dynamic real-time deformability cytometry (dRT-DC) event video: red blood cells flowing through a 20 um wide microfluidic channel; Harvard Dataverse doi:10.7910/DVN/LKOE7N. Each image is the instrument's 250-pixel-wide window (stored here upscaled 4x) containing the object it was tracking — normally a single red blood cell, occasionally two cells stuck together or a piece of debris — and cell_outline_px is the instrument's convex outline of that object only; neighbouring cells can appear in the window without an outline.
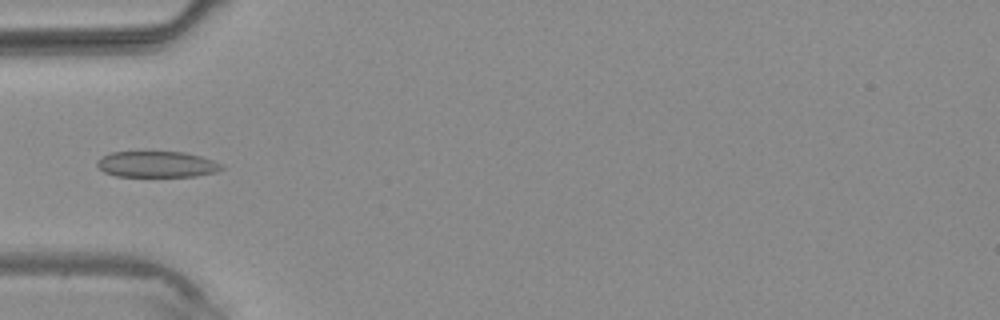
{"species": "common noctule bat (a hibernating species)", "species_latin": "Nyctalus noctula", "temperature_condition": "warm", "stored_images_in_passage": 3, "camera_frame_rate_fps": 3000, "um_per_image_px": 0.085, "animal": {"sex": "male", "body_mass_g": 20.4}, "frame": {"image": 1, "passage_image": 3, "time_ms": 2.333, "image_size_px": [1000, 320], "cell_outline_px": [[224, 168], [216, 172], [196, 176], [116, 176], [104, 172], [96, 164], [96, 160], [100, 156], [112, 152], [184, 152], [200, 156], [224, 164]], "centroid_in_image_um": [13.33, 13.96], "position_along_channel_um": 71.7, "area_um2": 18.96}}